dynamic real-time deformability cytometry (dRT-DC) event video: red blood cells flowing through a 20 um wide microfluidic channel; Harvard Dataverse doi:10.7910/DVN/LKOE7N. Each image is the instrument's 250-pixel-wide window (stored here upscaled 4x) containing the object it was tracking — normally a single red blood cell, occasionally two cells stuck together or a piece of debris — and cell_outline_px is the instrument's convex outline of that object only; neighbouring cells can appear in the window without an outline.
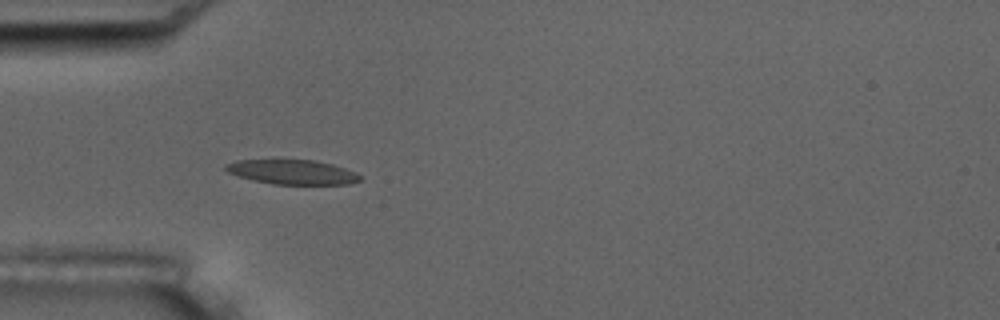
{"species": "common noctule bat (a hibernating species)", "species_latin": "Nyctalus noctula", "temperature_condition": "room temperature", "stored_images_in_passage": 6, "camera_frame_rate_fps": 3000, "um_per_image_px": 0.085, "animal": {"sex": "male", "body_mass_g": 17.5, "forearm_length_mm": 52.3}, "frame": {"image": 1, "passage_image": 5, "time_ms": 5.333, "image_size_px": [1000, 320], "cell_outline_px": [[360, 180], [348, 184], [272, 184], [252, 180], [228, 172], [224, 168], [224, 164], [236, 160], [312, 160], [332, 164], [356, 172], [360, 176]], "centroid_in_image_um": [24.82, 14.62], "position_along_channel_um": 60.2, "area_um2": 19.07}}